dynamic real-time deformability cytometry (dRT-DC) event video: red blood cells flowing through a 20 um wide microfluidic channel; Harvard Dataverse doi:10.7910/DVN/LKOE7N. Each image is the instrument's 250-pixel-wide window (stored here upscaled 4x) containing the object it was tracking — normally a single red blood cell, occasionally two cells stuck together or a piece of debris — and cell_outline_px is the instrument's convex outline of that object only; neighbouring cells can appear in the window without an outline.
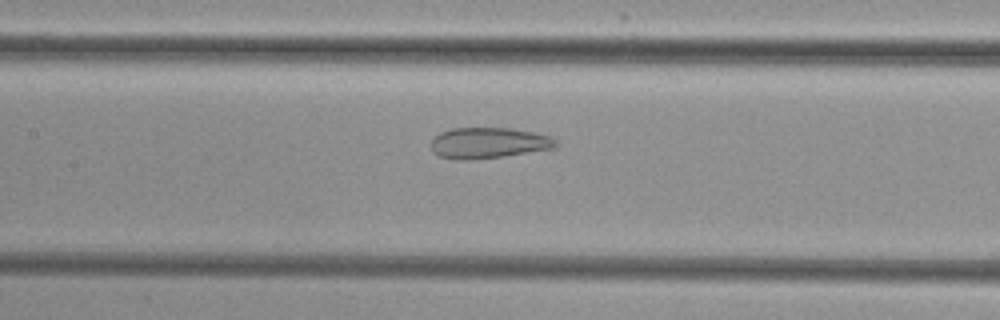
{"species": "common noctule bat (a hibernating species)", "species_latin": "Nyctalus noctula", "temperature_condition": "cold", "stored_images_in_passage": 39, "camera_frame_rate_fps": 3000, "um_per_image_px": 0.085, "animal": {"sex": "female", "body_mass_g": 29.2, "forearm_length_mm": 56.3}, "frame": {"image": 1, "passage_image": 25, "time_ms": 8.0, "image_size_px": [1000, 320], "cell_outline_px": [[556, 148], [504, 156], [468, 160], [456, 160], [440, 156], [432, 152], [432, 140], [440, 132], [452, 128], [512, 128], [532, 132], [548, 136], [556, 140]], "centroid_in_image_um": [41.5, 12.15], "position_along_channel_um": 165.9, "area_um2": 22.37}}
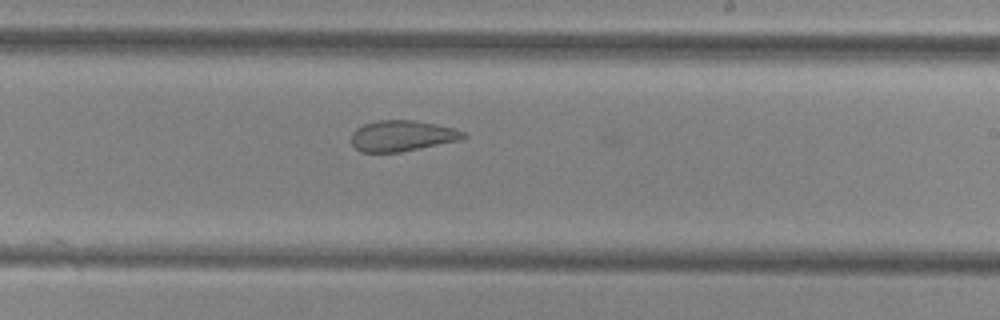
{"frame": {"image": 2, "passage_image": 32, "time_ms": 10.333, "image_size_px": [1000, 320], "cell_outline_px": [[468, 136], [460, 140], [400, 152], [360, 152], [352, 144], [352, 132], [356, 128], [364, 124], [376, 120], [416, 120], [456, 128], [464, 132]], "centroid_in_image_um": [34.19, 11.53], "position_along_channel_um": 254.8, "area_um2": 20.23}}
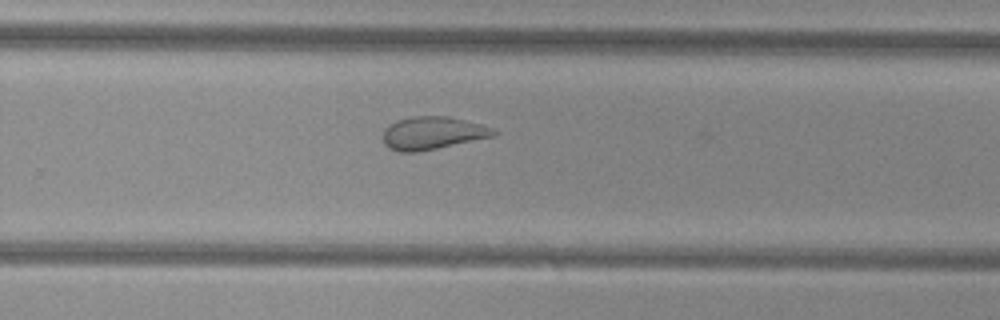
{"frame": {"image": 3, "passage_image": 35, "time_ms": 11.333, "image_size_px": [1000, 320], "cell_outline_px": [[500, 132], [496, 136], [416, 152], [400, 152], [388, 148], [384, 144], [384, 128], [388, 124], [396, 120], [412, 116], [448, 116], [480, 124], [492, 128]], "centroid_in_image_um": [36.76, 11.3], "position_along_channel_um": 293.0, "area_um2": 21.21}}